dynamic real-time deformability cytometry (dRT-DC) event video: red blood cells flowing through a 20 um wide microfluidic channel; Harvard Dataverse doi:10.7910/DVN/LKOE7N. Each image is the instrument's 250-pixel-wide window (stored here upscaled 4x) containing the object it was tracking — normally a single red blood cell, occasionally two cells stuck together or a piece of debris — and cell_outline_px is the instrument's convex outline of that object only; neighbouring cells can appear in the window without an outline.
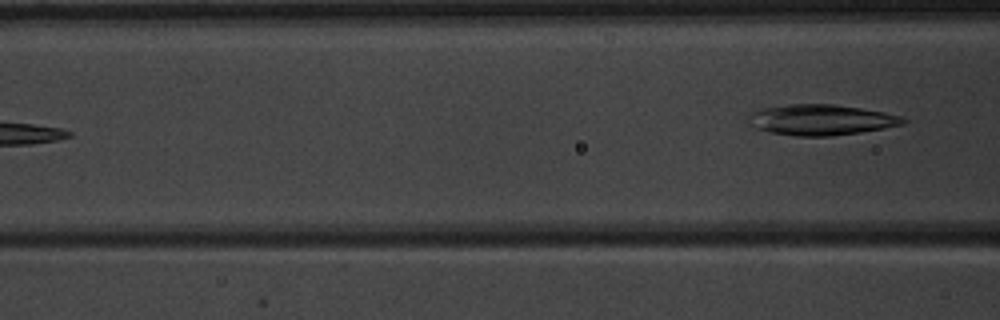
{"species": "common noctule bat (a hibernating species)", "species_latin": "Nyctalus noctula", "temperature_condition": "warm", "stored_images_in_passage": 7, "camera_frame_rate_fps": 3000, "um_per_image_px": 0.085, "animal": {"sex": "male", "body_mass_g": 20.1, "forearm_length_mm": 53.5}, "frame": {"image": 1, "passage_image": 7, "time_ms": 8.0, "image_size_px": [1000, 320], "cell_outline_px": [[908, 120], [904, 124], [884, 128], [860, 132], [832, 136], [796, 136], [772, 132], [756, 128], [752, 124], [748, 116], [752, 108], [792, 104], [832, 104], [860, 108], [884, 112], [900, 116]], "centroid_in_image_um": [69.76, 10.17], "position_along_channel_um": 96.8, "area_um2": 27.69}}